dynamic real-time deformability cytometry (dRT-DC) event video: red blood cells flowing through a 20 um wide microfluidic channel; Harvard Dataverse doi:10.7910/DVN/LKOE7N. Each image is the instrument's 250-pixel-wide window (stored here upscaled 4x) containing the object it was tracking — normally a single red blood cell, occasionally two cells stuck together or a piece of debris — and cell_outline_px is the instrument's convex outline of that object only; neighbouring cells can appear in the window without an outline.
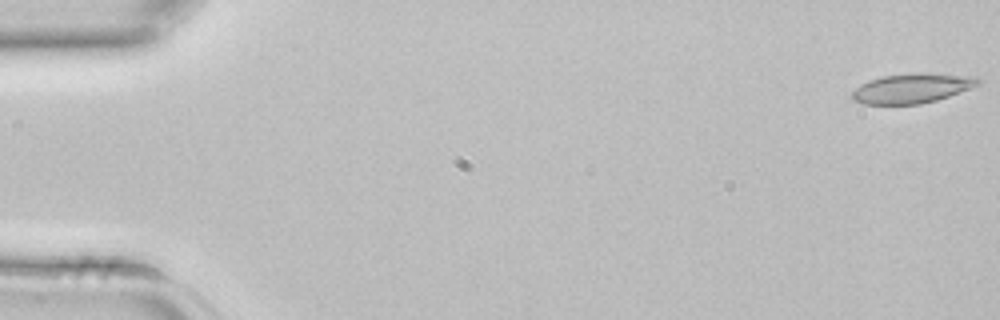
{"species": "common noctule bat (a hibernating species)", "species_latin": "Nyctalus noctula", "temperature_condition": "room temperature", "stored_images_in_passage": 44, "camera_frame_rate_fps": 3000, "um_per_image_px": 0.085, "animal": {"sex": "female", "body_mass_g": 22.7, "forearm_length_mm": 54.2}, "frame": {"image": 1, "passage_image": 1, "time_ms": 0.0, "image_size_px": [1000, 320], "cell_outline_px": [[980, 84], [948, 96], [936, 100], [920, 104], [864, 104], [852, 100], [848, 96], [860, 84], [868, 80], [884, 76], [916, 72], [924, 72], [976, 76], [980, 80]], "centroid_in_image_um": [77.49, 7.49], "position_along_channel_um": 7.5, "area_um2": 21.96}}
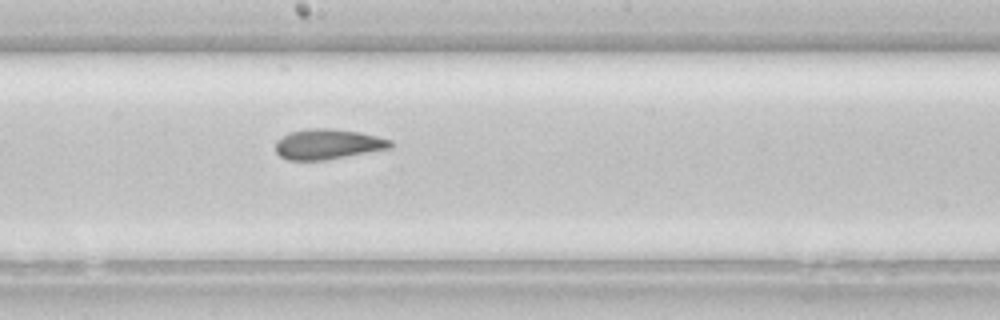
{"frame": {"image": 2, "passage_image": 24, "time_ms": 7.667, "image_size_px": [1000, 320], "cell_outline_px": [[392, 148], [324, 160], [288, 160], [280, 156], [276, 152], [276, 144], [288, 132], [316, 128], [328, 128], [360, 132], [392, 140]], "centroid_in_image_um": [27.89, 12.26], "position_along_channel_um": 220.3, "area_um2": 20.0}}
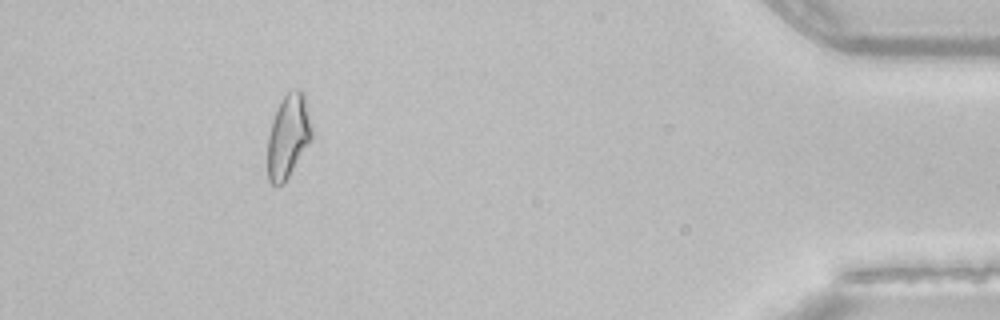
{"frame": {"image": 3, "passage_image": 40, "time_ms": 13.0, "image_size_px": [1000, 320], "cell_outline_px": [[312, 140], [284, 184], [276, 188], [268, 180], [268, 136], [272, 120], [280, 100], [288, 92], [296, 88], [304, 88], [312, 124]], "centroid_in_image_um": [24.52, 11.55], "position_along_channel_um": 410.7, "area_um2": 22.14}}